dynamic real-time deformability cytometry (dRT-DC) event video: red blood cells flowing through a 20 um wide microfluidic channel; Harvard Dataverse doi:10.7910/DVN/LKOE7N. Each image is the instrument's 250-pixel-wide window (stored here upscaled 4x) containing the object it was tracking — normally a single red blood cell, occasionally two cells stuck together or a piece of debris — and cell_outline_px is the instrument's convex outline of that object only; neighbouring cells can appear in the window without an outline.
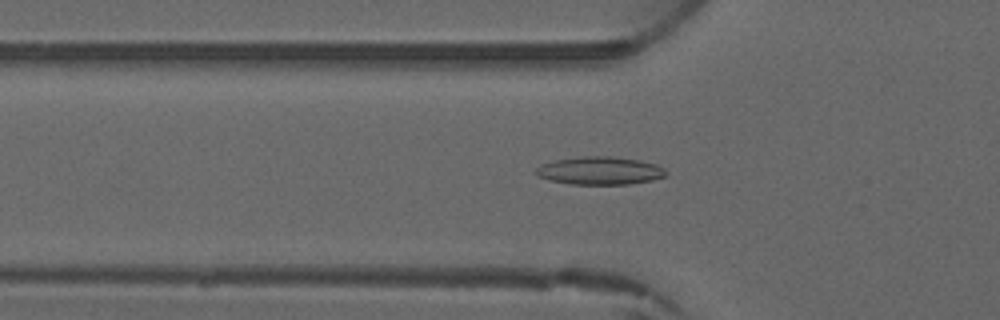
{"species": "common noctule bat (a hibernating species)", "species_latin": "Nyctalus noctula", "temperature_condition": "warm", "stored_images_in_passage": 6, "camera_frame_rate_fps": 3000, "um_per_image_px": 0.085, "animal": {"sex": "male", "forearm_length_mm": 52.5}, "frame": {"image": 1, "passage_image": 6, "time_ms": 6.667, "image_size_px": [1000, 320], "cell_outline_px": [[668, 176], [652, 180], [628, 184], [572, 184], [548, 180], [536, 176], [532, 172], [540, 164], [556, 160], [580, 156], [612, 156], [640, 160], [656, 164], [664, 168], [668, 172]], "centroid_in_image_um": [50.97, 14.5], "position_along_channel_um": 74.8, "area_um2": 21.5}}